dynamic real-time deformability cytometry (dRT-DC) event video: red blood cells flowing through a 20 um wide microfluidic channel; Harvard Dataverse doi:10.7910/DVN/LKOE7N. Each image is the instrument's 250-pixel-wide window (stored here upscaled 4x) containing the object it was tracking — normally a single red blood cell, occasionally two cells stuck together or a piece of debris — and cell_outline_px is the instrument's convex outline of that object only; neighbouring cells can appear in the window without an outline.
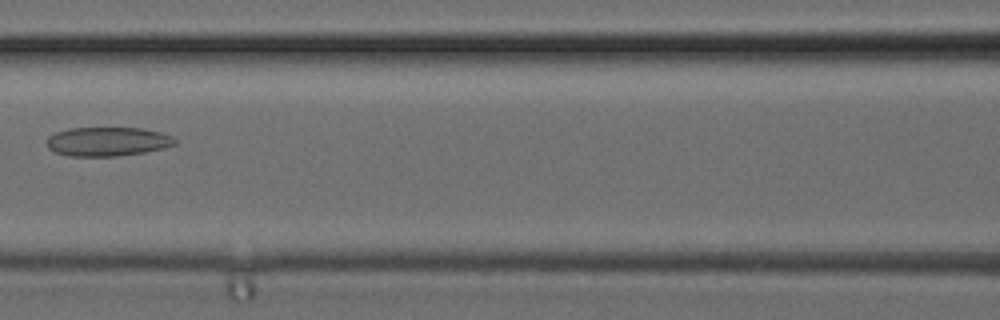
{"species": "common noctule bat (a hibernating species)", "species_latin": "Nyctalus noctula", "temperature_condition": "cold", "stored_images_in_passage": 33, "camera_frame_rate_fps": 3000, "um_per_image_px": 0.085, "animal": {"sex": "female", "body_mass_g": 24.6, "forearm_length_mm": 56.2}, "frame": {"image": 1, "passage_image": 15, "time_ms": 4.667, "image_size_px": [1000, 320], "cell_outline_px": [[176, 144], [164, 148], [144, 152], [116, 156], [68, 156], [56, 152], [48, 148], [48, 136], [56, 132], [68, 128], [140, 128], [160, 132], [172, 136], [176, 140]], "centroid_in_image_um": [9.14, 12.03], "position_along_channel_um": 157.5, "area_um2": 21.62}}
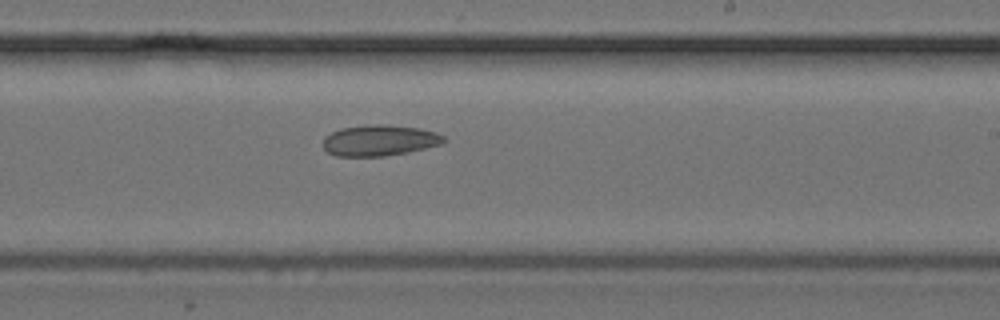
{"frame": {"image": 2, "passage_image": 20, "time_ms": 6.333, "image_size_px": [1000, 320], "cell_outline_px": [[448, 140], [444, 144], [408, 152], [384, 156], [336, 156], [328, 152], [320, 144], [324, 136], [340, 128], [372, 124], [384, 124], [420, 128], [436, 132], [444, 136]], "centroid_in_image_um": [32.26, 11.93], "position_along_channel_um": 256.7, "area_um2": 22.14}}
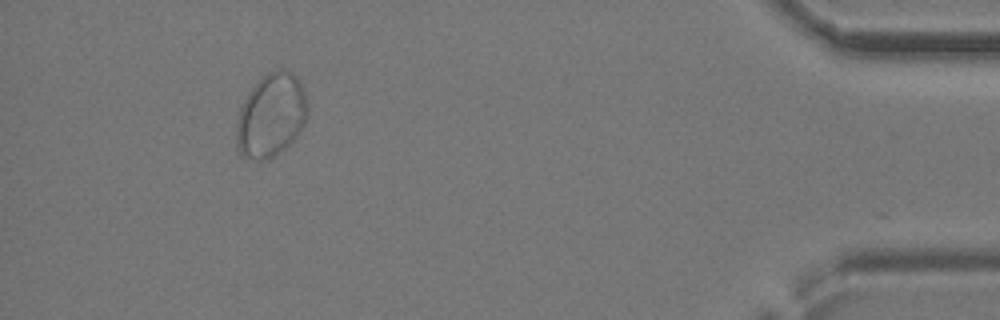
{"frame": {"image": 3, "passage_image": 31, "time_ms": 10.0, "image_size_px": [1000, 320], "cell_outline_px": [[308, 116], [300, 132], [280, 152], [264, 160], [256, 160], [244, 156], [236, 148], [236, 124], [240, 108], [248, 92], [268, 72], [276, 68], [284, 68], [292, 72], [300, 80], [304, 88], [308, 104]], "centroid_in_image_um": [23.06, 9.78], "position_along_channel_um": 412.1, "area_um2": 34.85}}